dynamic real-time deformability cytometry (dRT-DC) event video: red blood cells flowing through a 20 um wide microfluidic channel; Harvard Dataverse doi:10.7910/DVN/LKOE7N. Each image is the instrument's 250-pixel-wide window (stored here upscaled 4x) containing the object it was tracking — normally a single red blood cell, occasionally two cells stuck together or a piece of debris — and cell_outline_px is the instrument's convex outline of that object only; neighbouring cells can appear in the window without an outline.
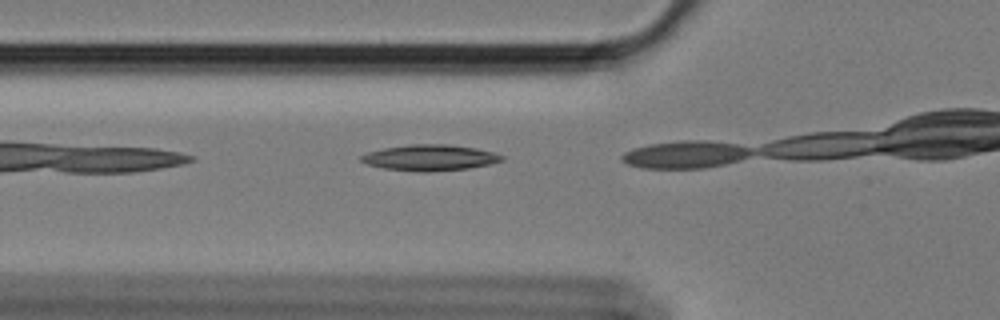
{"species": "Egyptian fruit bat (a non-hibernating species)", "species_latin": "Rousettus aegyptiacus", "temperature_condition": "cold", "stored_images_in_passage": 5, "camera_frame_rate_fps": 3000, "um_per_image_px": 0.085, "animal": {"sex": "female"}, "frame": {"image": 1, "passage_image": 4, "time_ms": 1.0, "image_size_px": [1000, 320], "cell_outline_px": [[504, 160], [488, 164], [468, 168], [428, 172], [420, 172], [384, 168], [368, 164], [360, 160], [360, 156], [368, 152], [384, 148], [408, 144], [444, 144], [476, 148], [492, 152], [504, 156]], "centroid_in_image_um": [36.53, 13.4], "position_along_channel_um": 89.3, "area_um2": 21.1}}